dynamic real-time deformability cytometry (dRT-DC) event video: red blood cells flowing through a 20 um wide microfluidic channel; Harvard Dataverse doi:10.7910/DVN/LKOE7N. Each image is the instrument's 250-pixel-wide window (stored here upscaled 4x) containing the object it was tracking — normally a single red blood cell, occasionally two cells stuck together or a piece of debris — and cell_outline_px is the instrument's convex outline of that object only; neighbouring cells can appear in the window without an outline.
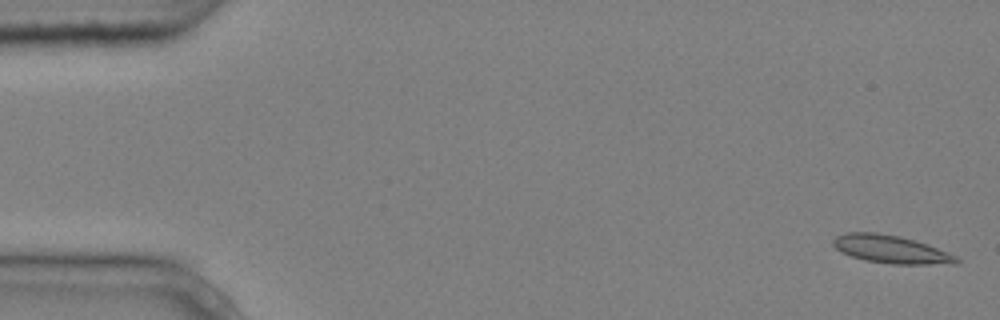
{"species": "common noctule bat (a hibernating species)", "species_latin": "Nyctalus noctula", "temperature_condition": "cold", "stored_images_in_passage": 5, "camera_frame_rate_fps": 3000, "um_per_image_px": 0.085, "animal": {"sex": "male", "body_mass_g": 20.4}, "frame": {"image": 1, "passage_image": 1, "time_ms": 0.0, "image_size_px": [1000, 320], "cell_outline_px": [[960, 260], [956, 264], [892, 264], [864, 260], [852, 256], [836, 248], [832, 244], [832, 240], [836, 236], [848, 232], [876, 232], [900, 236], [948, 252], [956, 256]], "centroid_in_image_um": [75.72, 21.19], "position_along_channel_um": 9.3, "area_um2": 19.83}}
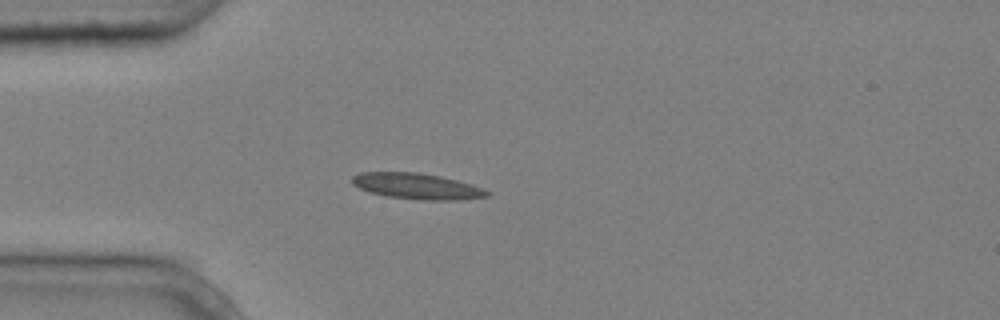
{"frame": {"image": 2, "passage_image": 5, "time_ms": 1.333, "image_size_px": [1000, 320], "cell_outline_px": [[492, 192], [488, 196], [460, 200], [420, 200], [388, 196], [368, 192], [352, 184], [352, 176], [360, 172], [416, 172], [440, 176], [472, 184]], "centroid_in_image_um": [35.45, 15.83], "position_along_channel_um": 49.6, "area_um2": 20.4}}